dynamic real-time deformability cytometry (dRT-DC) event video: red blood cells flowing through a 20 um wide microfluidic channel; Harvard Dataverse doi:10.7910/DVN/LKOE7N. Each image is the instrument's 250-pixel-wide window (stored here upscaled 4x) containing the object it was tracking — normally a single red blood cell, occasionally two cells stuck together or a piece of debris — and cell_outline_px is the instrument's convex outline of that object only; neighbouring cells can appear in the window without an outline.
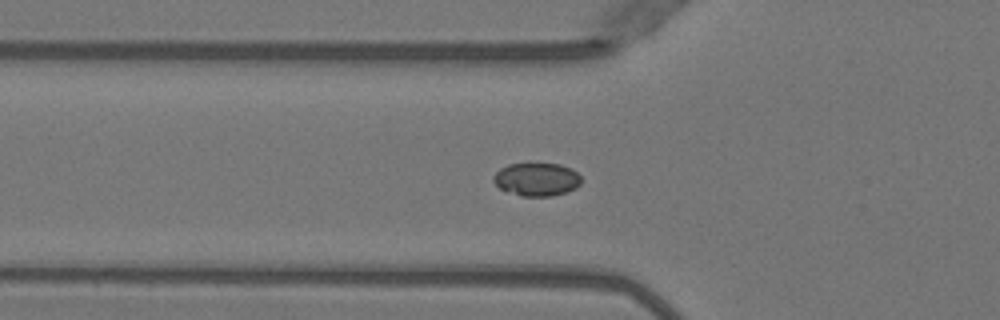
{"species": "Egyptian fruit bat (a non-hibernating species)", "species_latin": "Rousettus aegyptiacus", "temperature_condition": "warm", "stored_images_in_passage": 45, "camera_frame_rate_fps": 3000, "um_per_image_px": 0.085, "animal": {"sex": "female"}, "frame": {"image": 1, "passage_image": 11, "time_ms": 3.333, "image_size_px": [1000, 320], "cell_outline_px": [[580, 184], [576, 188], [552, 196], [520, 196], [508, 192], [500, 188], [492, 180], [492, 176], [500, 168], [508, 164], [528, 160], [560, 164], [576, 172], [580, 176]], "centroid_in_image_um": [45.56, 15.19], "position_along_channel_um": 80.2, "area_um2": 17.57}}
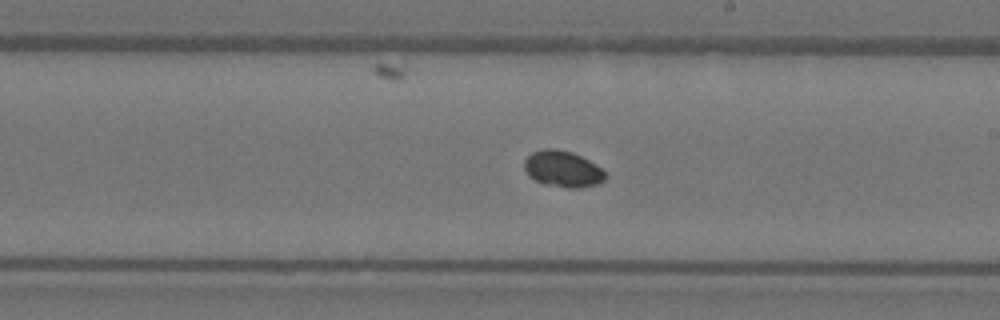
{"frame": {"image": 2, "passage_image": 23, "time_ms": 7.333, "image_size_px": [1000, 320], "cell_outline_px": [[608, 176], [604, 180], [596, 184], [580, 188], [568, 188], [544, 184], [528, 176], [524, 168], [524, 160], [532, 152], [544, 148], [556, 148], [572, 152], [596, 164]], "centroid_in_image_um": [47.82, 14.36], "position_along_channel_um": 241.2, "area_um2": 17.17}}
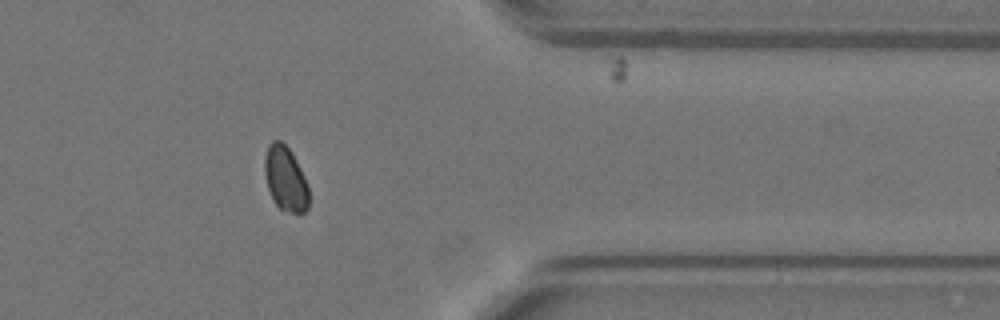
{"frame": {"image": 3, "passage_image": 35, "time_ms": 11.333, "image_size_px": [1000, 320], "cell_outline_px": [[308, 208], [300, 216], [280, 208], [272, 200], [268, 188], [264, 172], [264, 160], [268, 144], [272, 140], [280, 140], [292, 152], [304, 176], [308, 188]], "centroid_in_image_um": [24.26, 15.21], "position_along_channel_um": 387.1, "area_um2": 16.76}, "authors_computed_cell_mechanics": {"area_um2": 16.762, "velocity_mm_per_s": 4.0121, "shape_relaxation_time_tau1_ms": null, "shape_relaxation_time_tau2_ms": 5.5494, "deformation_change_tau1": null, "deformation_change_tau2": 0.0372}}